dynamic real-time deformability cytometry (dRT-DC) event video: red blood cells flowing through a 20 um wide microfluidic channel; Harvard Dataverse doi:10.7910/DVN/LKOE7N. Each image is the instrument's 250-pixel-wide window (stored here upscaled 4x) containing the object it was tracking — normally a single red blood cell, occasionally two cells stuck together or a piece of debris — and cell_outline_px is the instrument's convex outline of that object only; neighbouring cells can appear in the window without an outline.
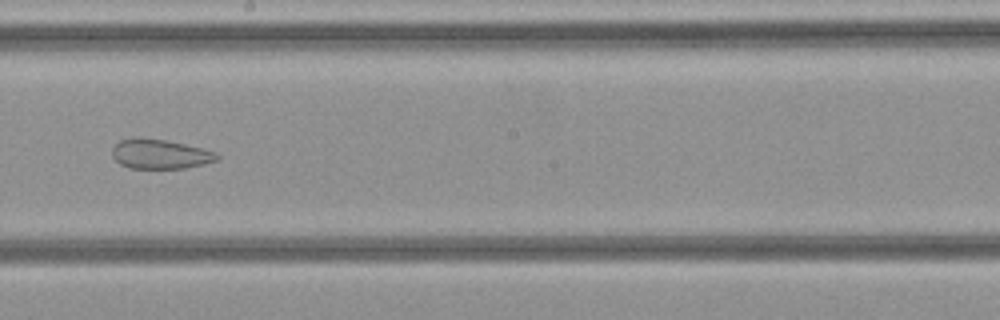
{"species": "common noctule bat (a hibernating species)", "species_latin": "Nyctalus noctula", "temperature_condition": "cold", "stored_images_in_passage": 28, "camera_frame_rate_fps": 3000, "um_per_image_px": 0.085, "animal": {"sex": "female", "body_mass_g": 21.9}, "frame": {"image": 1, "passage_image": 13, "time_ms": 4.0, "image_size_px": [1000, 320], "cell_outline_px": [[220, 160], [204, 164], [184, 168], [128, 168], [120, 164], [112, 156], [112, 148], [120, 140], [132, 136], [140, 136], [164, 140], [204, 148], [216, 152], [220, 156]], "centroid_in_image_um": [13.61, 13.08], "position_along_channel_um": 234.6, "area_um2": 18.38}}